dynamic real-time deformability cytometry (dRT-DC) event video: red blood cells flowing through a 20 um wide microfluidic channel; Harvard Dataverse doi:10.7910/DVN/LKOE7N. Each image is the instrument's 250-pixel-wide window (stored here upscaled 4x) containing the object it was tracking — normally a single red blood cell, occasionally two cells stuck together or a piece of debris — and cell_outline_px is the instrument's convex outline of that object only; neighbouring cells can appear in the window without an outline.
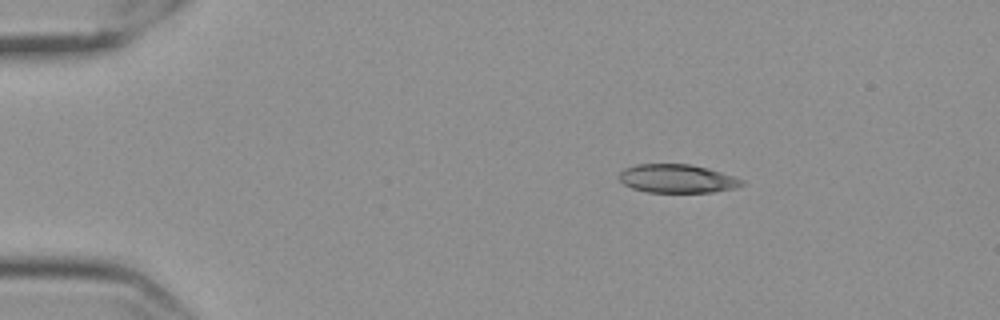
{"species": "Egyptian fruit bat (a non-hibernating species)", "species_latin": "Rousettus aegyptiacus", "temperature_condition": "cold", "stored_images_in_passage": 49, "camera_frame_rate_fps": 3000, "um_per_image_px": 0.085, "frame": {"image": 1, "passage_image": 1, "time_ms": 0.0, "image_size_px": [1000, 320], "cell_outline_px": [[744, 184], [732, 188], [712, 192], [648, 192], [632, 188], [624, 184], [620, 180], [620, 172], [624, 168], [636, 164], [692, 164], [708, 168], [744, 180]], "centroid_in_image_um": [57.53, 15.17], "position_along_channel_um": 27.5, "area_um2": 20.23}}
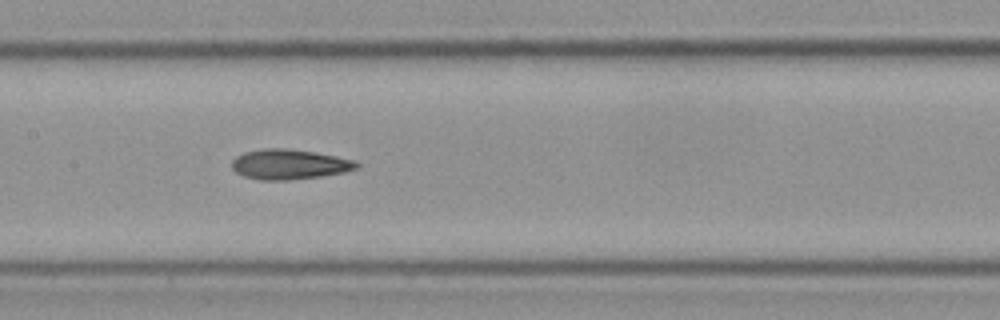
{"frame": {"image": 2, "passage_image": 20, "time_ms": 6.333, "image_size_px": [1000, 320], "cell_outline_px": [[360, 164], [356, 168], [344, 172], [320, 176], [288, 180], [260, 180], [244, 176], [236, 172], [232, 168], [232, 160], [236, 156], [244, 152], [264, 148], [284, 148], [312, 152], [336, 156], [356, 160]], "centroid_in_image_um": [24.57, 13.96], "position_along_channel_um": 182.8, "area_um2": 21.73}}
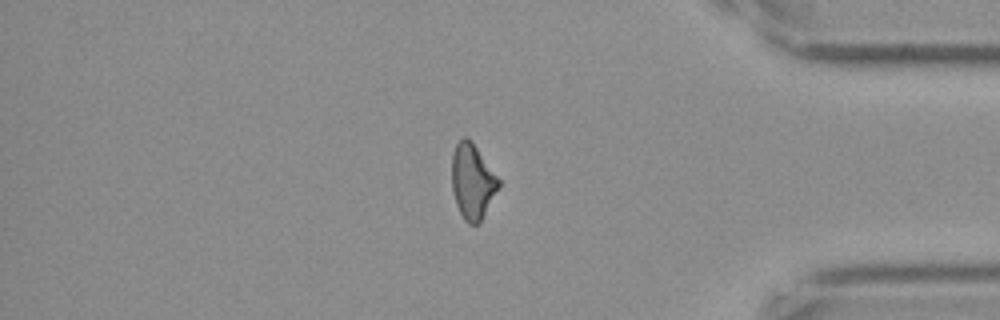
{"frame": {"image": 3, "passage_image": 40, "time_ms": 13.0, "image_size_px": [1000, 320], "cell_outline_px": [[500, 184], [480, 220], [476, 224], [468, 224], [464, 220], [456, 204], [452, 188], [452, 156], [456, 144], [464, 136], [476, 148], [500, 180]], "centroid_in_image_um": [40.13, 15.44], "position_along_channel_um": 395.1, "area_um2": 19.71}, "authors_computed_cell_mechanics": {"area_um2": 20.9814, "velocity_mm_per_s": 3.5445, "shape_relaxation_time_tau1_ms": 11.2464, "shape_relaxation_time_tau2_ms": 6.3003, "deformation_change_tau1": 0.1981, "deformation_change_tau2": 0.1456}}